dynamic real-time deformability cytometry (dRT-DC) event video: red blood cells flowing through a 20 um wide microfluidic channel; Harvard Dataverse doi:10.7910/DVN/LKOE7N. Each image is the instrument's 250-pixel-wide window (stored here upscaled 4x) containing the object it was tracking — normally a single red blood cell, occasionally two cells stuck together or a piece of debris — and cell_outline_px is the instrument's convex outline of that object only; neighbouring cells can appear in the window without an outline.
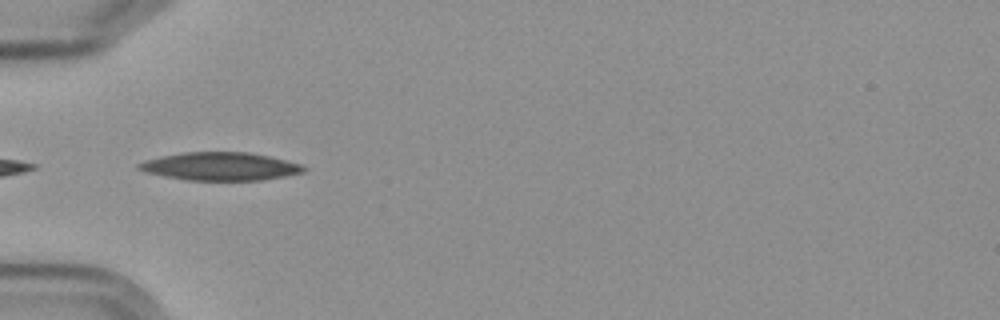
{"species": "Egyptian fruit bat (a non-hibernating species)", "species_latin": "Rousettus aegyptiacus", "temperature_condition": "cold", "stored_images_in_passage": 5, "camera_frame_rate_fps": 3000, "um_per_image_px": 0.085, "frame": {"image": 1, "passage_image": 2, "time_ms": 1.0, "image_size_px": [1000, 320], "cell_outline_px": [[308, 168], [304, 172], [264, 180], [188, 180], [164, 176], [148, 172], [136, 168], [136, 164], [144, 160], [160, 156], [184, 152], [248, 152], [268, 156], [304, 164]], "centroid_in_image_um": [18.75, 14.14], "position_along_channel_um": 66.3, "area_um2": 27.05}}
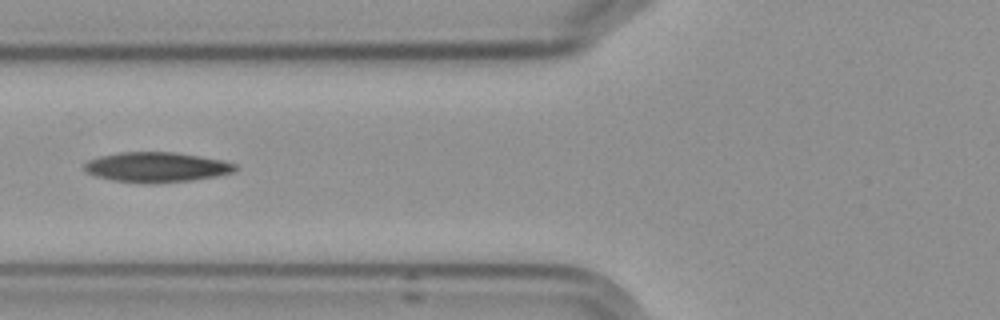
{"frame": {"image": 2, "passage_image": 3, "time_ms": 2.333, "image_size_px": [1000, 320], "cell_outline_px": [[240, 168], [232, 172], [216, 176], [192, 180], [144, 184], [112, 180], [96, 176], [88, 172], [84, 168], [84, 164], [88, 160], [100, 156], [120, 152], [172, 152], [220, 160], [236, 164]], "centroid_in_image_um": [13.29, 14.21], "position_along_channel_um": 112.5, "area_um2": 26.18}}
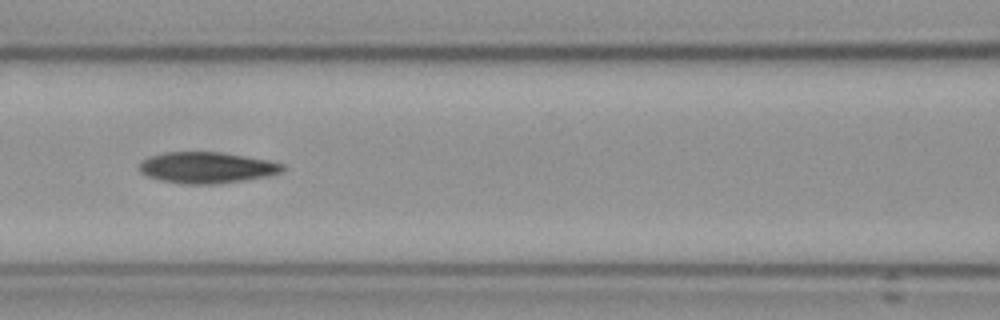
{"frame": {"image": 3, "passage_image": 4, "time_ms": 3.333, "image_size_px": [1000, 320], "cell_outline_px": [[284, 172], [268, 176], [244, 180], [216, 184], [184, 184], [164, 180], [148, 176], [140, 172], [140, 164], [144, 160], [152, 156], [168, 152], [220, 152], [268, 160], [284, 164]], "centroid_in_image_um": [17.64, 14.25], "position_along_channel_um": 149.0, "area_um2": 25.72}}